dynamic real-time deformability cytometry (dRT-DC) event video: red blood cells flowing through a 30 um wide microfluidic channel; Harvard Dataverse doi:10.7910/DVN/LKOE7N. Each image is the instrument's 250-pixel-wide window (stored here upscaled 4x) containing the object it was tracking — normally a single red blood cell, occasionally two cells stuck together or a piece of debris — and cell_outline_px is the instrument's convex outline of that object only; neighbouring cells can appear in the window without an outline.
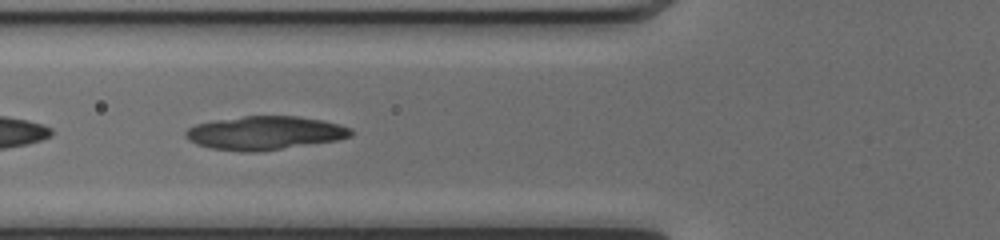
{"species": "common noctule bat (a hibernating species)", "species_latin": "Nyctalus noctula", "temperature_condition": "cold", "stored_images_in_passage": 21, "camera_frame_rate_fps": 3000, "um_per_image_px": 0.085, "animal": {"sex": "female", "body_mass_g": 17.0, "forearm_length_mm": 48.0}, "frame": {"image": 1, "passage_image": 19, "time_ms": 6.0, "image_size_px": [1000, 240], "cell_outline_px": [[356, 132], [352, 136], [336, 140], [260, 152], [244, 152], [212, 148], [196, 144], [188, 140], [184, 136], [184, 132], [188, 128], [196, 124], [212, 120], [244, 116], [296, 116], [324, 120], [340, 124], [352, 128]], "centroid_in_image_um": [22.52, 11.3], "position_along_channel_um": 103.3, "area_um2": 32.66}}